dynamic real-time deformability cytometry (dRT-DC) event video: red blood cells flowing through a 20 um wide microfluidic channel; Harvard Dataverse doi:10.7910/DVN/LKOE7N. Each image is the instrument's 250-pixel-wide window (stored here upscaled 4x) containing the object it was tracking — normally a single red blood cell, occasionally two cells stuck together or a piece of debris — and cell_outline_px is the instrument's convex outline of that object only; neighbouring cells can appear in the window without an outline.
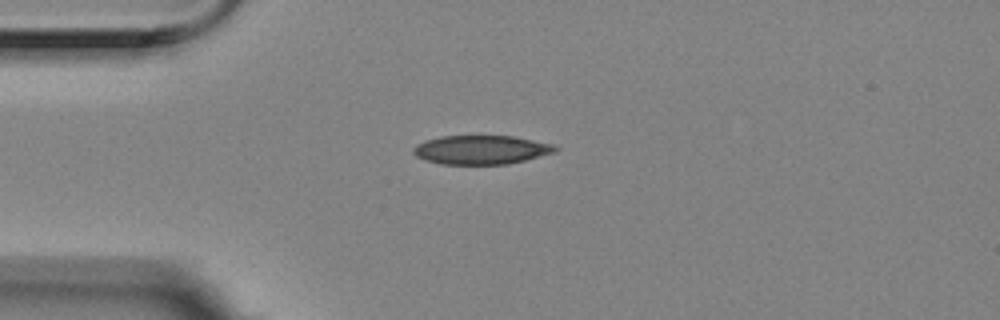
{"species": "Egyptian fruit bat (a non-hibernating species)", "species_latin": "Rousettus aegyptiacus", "temperature_condition": "room temperature", "stored_images_in_passage": 1, "camera_frame_rate_fps": 3000, "um_per_image_px": 0.085, "animal": {"sex": "female"}, "frame": {"image": 1, "passage_image": 1, "time_ms": 0.0, "image_size_px": [1000, 320], "cell_outline_px": [[560, 148], [556, 152], [508, 164], [440, 164], [424, 160], [416, 156], [412, 152], [412, 148], [416, 144], [424, 140], [440, 136], [512, 136], [552, 144]], "centroid_in_image_um": [40.85, 12.73], "position_along_channel_um": 44.1, "area_um2": 23.99}}